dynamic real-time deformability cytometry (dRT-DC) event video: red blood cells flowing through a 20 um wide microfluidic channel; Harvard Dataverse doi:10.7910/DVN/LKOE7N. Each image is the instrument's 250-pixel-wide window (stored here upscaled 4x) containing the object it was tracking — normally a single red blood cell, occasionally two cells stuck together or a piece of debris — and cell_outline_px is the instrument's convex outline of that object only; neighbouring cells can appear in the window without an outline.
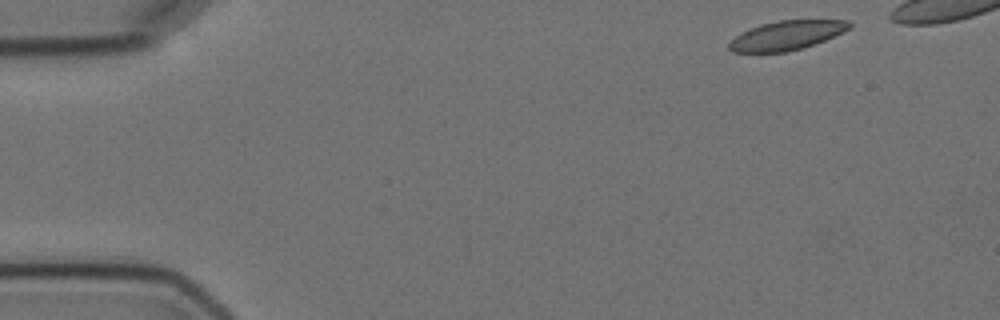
{"species": "Egyptian fruit bat (a non-hibernating species)", "species_latin": "Rousettus aegyptiacus", "temperature_condition": "cold", "stored_images_in_passage": 12, "camera_frame_rate_fps": 3000, "um_per_image_px": 0.085, "animal": {"sex": "female"}, "frame": {"image": 1, "passage_image": 1, "time_ms": 0.0, "image_size_px": [1000, 320], "cell_outline_px": [[852, 24], [844, 32], [824, 40], [800, 48], [784, 52], [732, 52], [728, 48], [728, 44], [736, 36], [760, 24], [776, 20], [848, 20]], "centroid_in_image_um": [66.86, 3.0], "position_along_channel_um": 18.1, "area_um2": 20.11}}
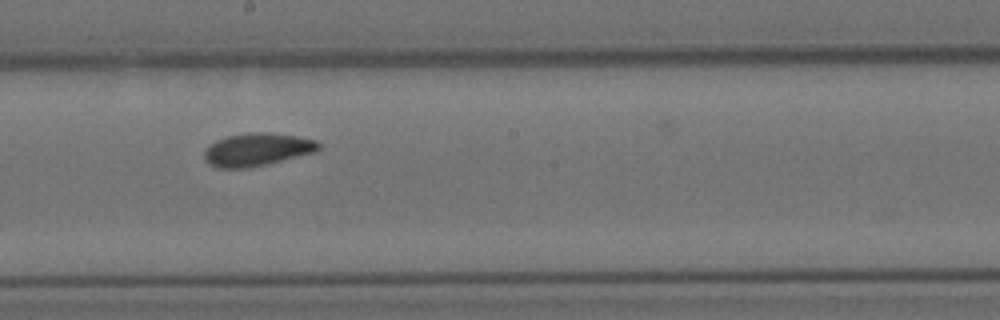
{"frame": {"image": 2, "passage_image": 8, "time_ms": 8.667, "image_size_px": [1000, 320], "cell_outline_px": [[320, 148], [316, 152], [248, 168], [216, 168], [204, 160], [204, 152], [216, 140], [228, 136], [248, 132], [272, 132], [296, 136], [316, 140], [320, 144]], "centroid_in_image_um": [21.86, 12.7], "position_along_channel_um": 226.3, "area_um2": 21.85}}
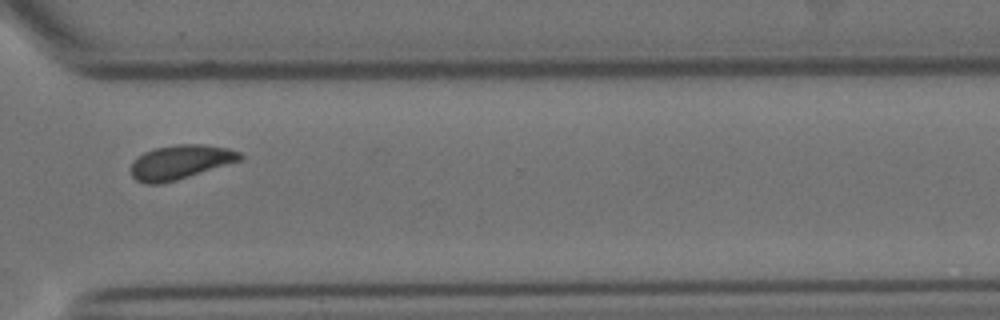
{"frame": {"image": 3, "passage_image": 11, "time_ms": 12.333, "image_size_px": [1000, 320], "cell_outline_px": [[244, 160], [176, 180], [160, 184], [144, 184], [136, 180], [132, 176], [132, 164], [144, 152], [156, 148], [176, 144], [204, 144], [228, 148], [240, 152], [244, 156]], "centroid_in_image_um": [15.4, 13.78], "position_along_channel_um": 355.2, "area_um2": 21.79}}